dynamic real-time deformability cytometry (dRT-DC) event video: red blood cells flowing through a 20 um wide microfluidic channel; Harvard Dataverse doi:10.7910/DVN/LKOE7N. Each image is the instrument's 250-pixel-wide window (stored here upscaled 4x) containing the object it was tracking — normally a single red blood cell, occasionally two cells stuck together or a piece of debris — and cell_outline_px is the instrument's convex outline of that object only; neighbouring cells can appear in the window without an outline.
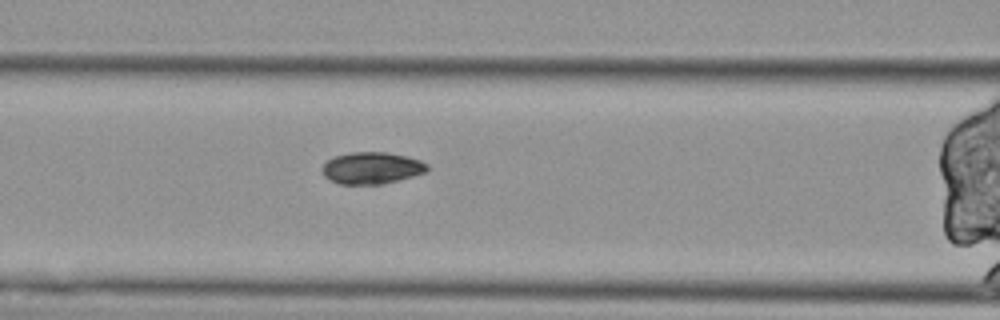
{"species": "Egyptian fruit bat (a non-hibernating species)", "species_latin": "Rousettus aegyptiacus", "temperature_condition": "cold", "stored_images_in_passage": 35, "segment_of_instrument_passage": [2, 2], "camera_frame_rate_fps": 3000, "um_per_image_px": 0.085, "animal": {"sex": "female"}, "frame": {"image": 1, "passage_image": 9, "time_ms": 2.667, "image_size_px": [1000, 320], "cell_outline_px": [[428, 168], [424, 172], [412, 176], [380, 184], [340, 184], [328, 180], [324, 176], [324, 164], [332, 156], [352, 152], [388, 152], [408, 156], [420, 160], [428, 164]], "centroid_in_image_um": [31.58, 14.27], "position_along_channel_um": 135.0, "area_um2": 19.36}}
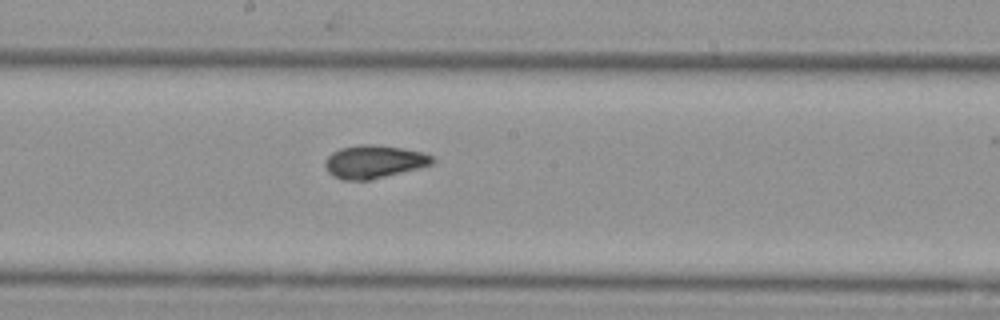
{"frame": {"image": 2, "passage_image": 16, "time_ms": 5.0, "image_size_px": [1000, 320], "cell_outline_px": [[436, 160], [432, 164], [420, 168], [372, 180], [344, 180], [332, 176], [328, 172], [324, 164], [324, 160], [332, 152], [340, 148], [360, 144], [368, 144], [404, 148], [424, 152], [432, 156]], "centroid_in_image_um": [31.8, 13.75], "position_along_channel_um": 216.4, "area_um2": 20.92}}
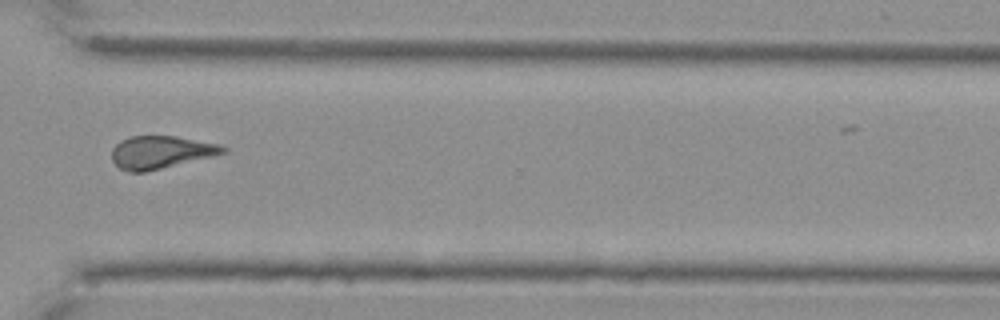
{"frame": {"image": 3, "passage_image": 28, "time_ms": 9.0, "image_size_px": [1000, 320], "cell_outline_px": [[228, 152], [212, 156], [144, 172], [128, 172], [120, 168], [112, 160], [112, 148], [120, 140], [128, 136], [176, 136], [220, 144], [228, 148]], "centroid_in_image_um": [13.66, 12.92], "position_along_channel_um": 356.9, "area_um2": 21.15}}